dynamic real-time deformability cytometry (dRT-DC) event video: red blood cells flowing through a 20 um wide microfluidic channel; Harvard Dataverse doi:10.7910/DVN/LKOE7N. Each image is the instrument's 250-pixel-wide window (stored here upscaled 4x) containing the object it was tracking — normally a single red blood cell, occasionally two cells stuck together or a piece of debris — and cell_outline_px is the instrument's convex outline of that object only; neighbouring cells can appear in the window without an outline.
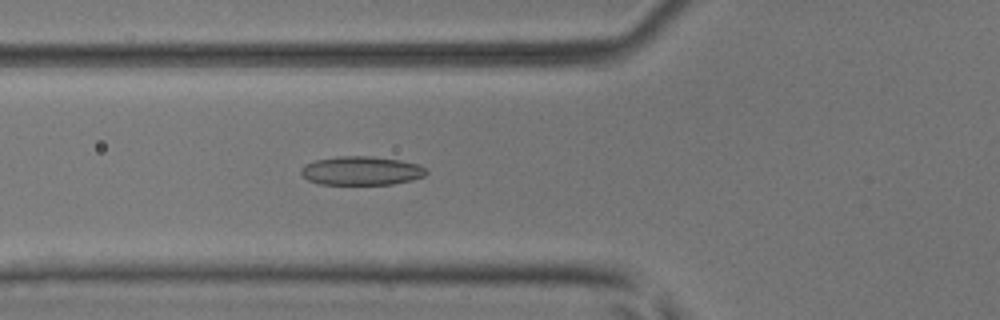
{"species": "common noctule bat (a hibernating species)", "species_latin": "Nyctalus noctula", "temperature_condition": "room temperature", "stored_images_in_passage": 53, "camera_frame_rate_fps": 3000, "um_per_image_px": 0.085, "animal": {"sex": "male", "body_mass_g": 17.9, "forearm_length_mm": 54.2}, "frame": {"image": 1, "passage_image": 20, "time_ms": 6.333, "image_size_px": [1000, 320], "cell_outline_px": [[428, 172], [424, 176], [412, 180], [392, 184], [320, 184], [308, 180], [300, 172], [300, 168], [304, 164], [316, 160], [340, 156], [372, 156], [400, 160], [420, 164]], "centroid_in_image_um": [30.72, 14.51], "position_along_channel_um": 95.1, "area_um2": 21.04}}
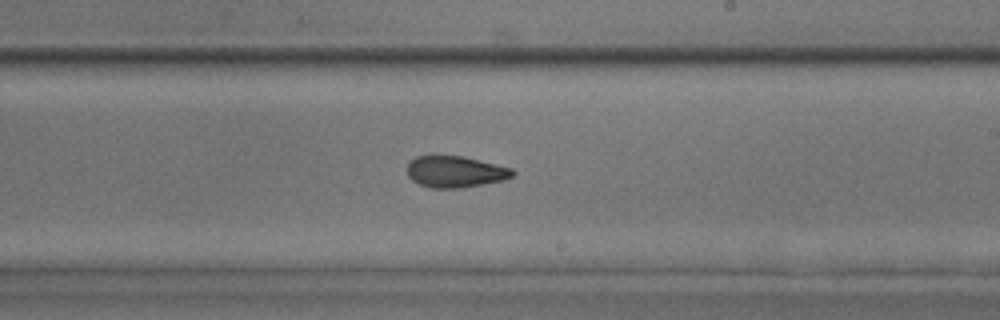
{"frame": {"image": 2, "passage_image": 32, "time_ms": 10.333, "image_size_px": [1000, 320], "cell_outline_px": [[516, 176], [504, 180], [484, 184], [460, 188], [432, 188], [420, 184], [412, 180], [408, 176], [408, 164], [416, 156], [464, 156], [512, 168], [516, 172]], "centroid_in_image_um": [38.75, 14.6], "position_along_channel_um": 250.2, "area_um2": 19.36}}
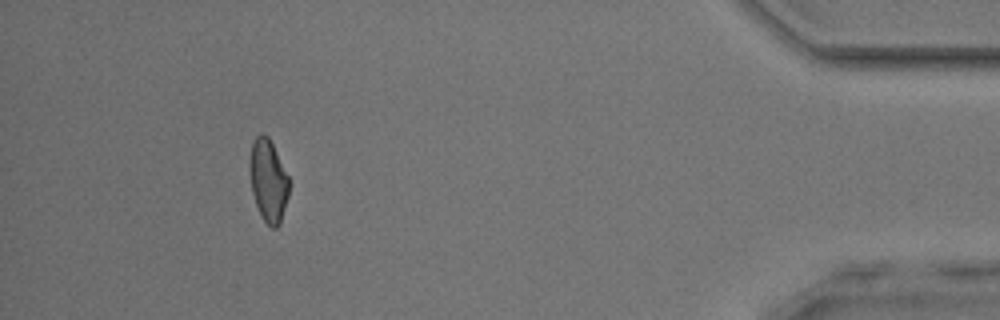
{"frame": {"image": 3, "passage_image": 49, "time_ms": 16.0, "image_size_px": [1000, 320], "cell_outline_px": [[288, 196], [280, 224], [276, 228], [272, 228], [260, 216], [252, 192], [248, 164], [248, 160], [252, 144], [256, 136], [260, 132], [268, 136], [288, 176]], "centroid_in_image_um": [22.77, 15.34], "position_along_channel_um": 412.4, "area_um2": 18.84}, "authors_computed_cell_mechanics": {"area_um2": 20.23, "velocity_mm_per_s": 3.8907, "shape_relaxation_time_tau1_ms": 5.2073, "shape_relaxation_time_tau2_ms": 2.6065, "deformation_change_tau1": 0.1453, "deformation_change_tau2": 0.0809}}